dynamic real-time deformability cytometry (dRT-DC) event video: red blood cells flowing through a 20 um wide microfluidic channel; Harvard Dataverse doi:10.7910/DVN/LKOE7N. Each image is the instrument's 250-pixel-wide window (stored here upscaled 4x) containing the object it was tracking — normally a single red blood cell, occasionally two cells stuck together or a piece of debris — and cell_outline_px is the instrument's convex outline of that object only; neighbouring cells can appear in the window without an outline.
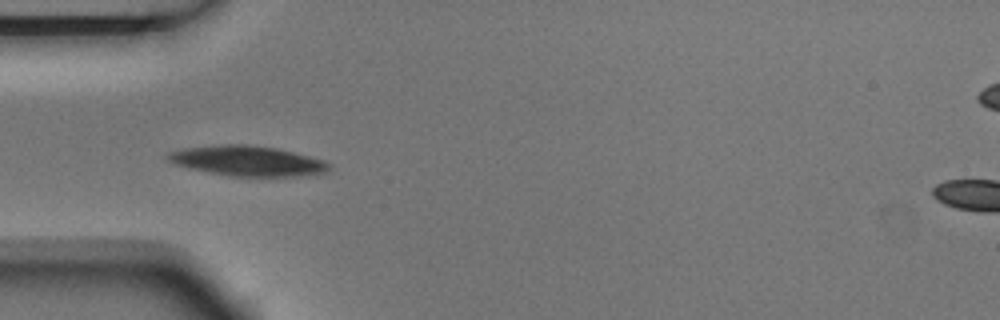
{"species": "Egyptian fruit bat (a non-hibernating species)", "species_latin": "Rousettus aegyptiacus", "temperature_condition": "room temperature", "stored_images_in_passage": 6, "camera_frame_rate_fps": 3000, "um_per_image_px": 0.085, "animal": {"sex": "male"}, "frame": {"image": 1, "passage_image": 5, "time_ms": 1.333, "image_size_px": [1000, 320], "cell_outline_px": [[332, 168], [328, 172], [304, 176], [232, 176], [188, 168], [176, 164], [168, 160], [164, 156], [168, 152], [184, 148], [220, 144], [248, 144], [276, 148], [324, 160], [332, 164]], "centroid_in_image_um": [21.06, 13.67], "position_along_channel_um": 63.9, "area_um2": 28.44}}
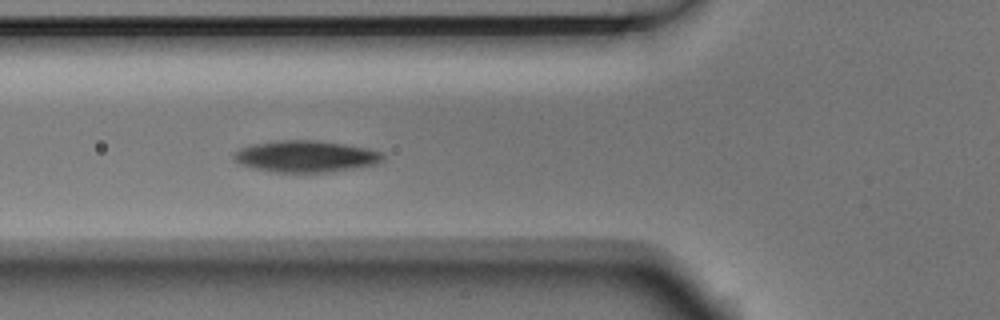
{"frame": {"image": 2, "passage_image": 6, "time_ms": 1.667, "image_size_px": [1000, 320], "cell_outline_px": [[384, 160], [380, 164], [332, 172], [272, 172], [252, 168], [240, 164], [232, 156], [232, 152], [240, 148], [252, 144], [276, 140], [316, 140], [344, 144], [368, 148], [380, 152], [384, 156]], "centroid_in_image_um": [25.99, 13.29], "position_along_channel_um": 99.8, "area_um2": 27.8}}